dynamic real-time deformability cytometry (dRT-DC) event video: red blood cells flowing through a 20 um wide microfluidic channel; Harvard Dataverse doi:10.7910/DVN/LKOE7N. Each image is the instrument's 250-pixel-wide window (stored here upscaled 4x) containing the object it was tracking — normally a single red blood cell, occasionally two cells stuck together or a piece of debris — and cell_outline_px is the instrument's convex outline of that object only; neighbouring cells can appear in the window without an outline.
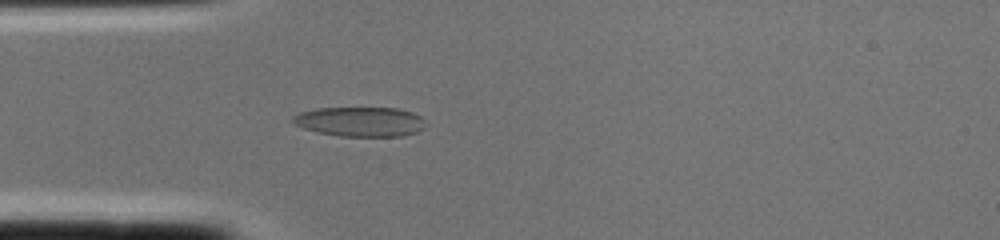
{"species": "common noctule bat (a hibernating species)", "species_latin": "Nyctalus noctula", "temperature_condition": "cold", "stored_images_in_passage": 2, "camera_frame_rate_fps": 3000, "um_per_image_px": 0.085, "animal": {"sex": "female", "body_mass_g": 22.0, "forearm_length_mm": 56.7}, "frame": {"image": 1, "passage_image": 2, "time_ms": 0.333, "image_size_px": [1000, 240], "cell_outline_px": [[428, 124], [424, 128], [416, 132], [400, 136], [340, 136], [316, 132], [304, 128], [288, 120], [292, 116], [300, 112], [316, 108], [396, 108], [412, 112], [420, 116]], "centroid_in_image_um": [30.6, 10.34], "position_along_channel_um": 54.4, "area_um2": 23.06}}